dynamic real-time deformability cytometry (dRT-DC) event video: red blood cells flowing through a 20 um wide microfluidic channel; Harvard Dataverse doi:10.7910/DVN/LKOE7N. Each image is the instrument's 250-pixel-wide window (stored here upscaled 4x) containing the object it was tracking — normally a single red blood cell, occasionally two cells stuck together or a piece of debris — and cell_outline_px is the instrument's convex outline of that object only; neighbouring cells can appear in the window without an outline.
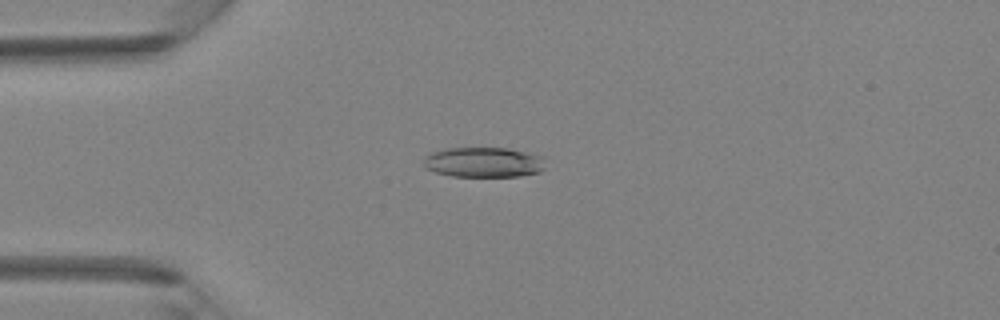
{"species": "Egyptian fruit bat (a non-hibernating species)", "species_latin": "Rousettus aegyptiacus", "temperature_condition": "room temperature", "stored_images_in_passage": 38, "camera_frame_rate_fps": 3000, "um_per_image_px": 0.085, "animal": {"sex": "female"}, "frame": {"image": 1, "passage_image": 7, "time_ms": 2.0, "image_size_px": [1000, 320], "cell_outline_px": [[544, 168], [540, 172], [520, 176], [452, 176], [436, 172], [424, 168], [424, 156], [432, 152], [444, 148], [508, 148], [528, 152], [544, 156]], "centroid_in_image_um": [41.12, 13.78], "position_along_channel_um": 43.9, "area_um2": 21.56}}
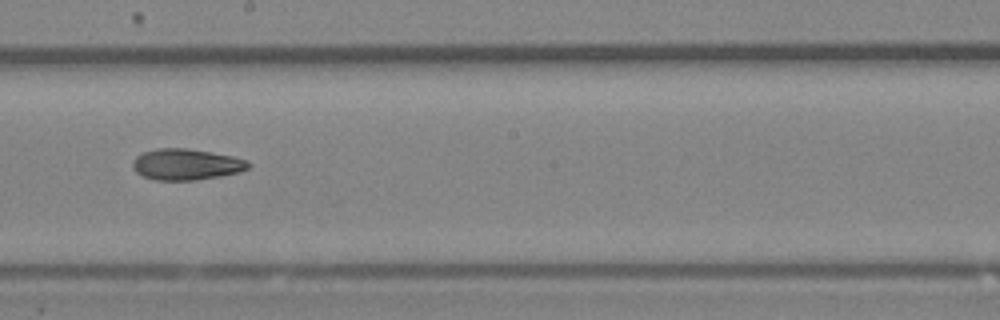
{"frame": {"image": 2, "passage_image": 20, "time_ms": 6.333, "image_size_px": [1000, 320], "cell_outline_px": [[252, 164], [248, 168], [240, 172], [220, 176], [196, 180], [156, 180], [140, 176], [132, 168], [132, 164], [136, 156], [144, 152], [156, 148], [188, 148], [212, 152], [232, 156], [248, 160]], "centroid_in_image_um": [15.83, 13.97], "position_along_channel_um": 232.4, "area_um2": 21.21}}
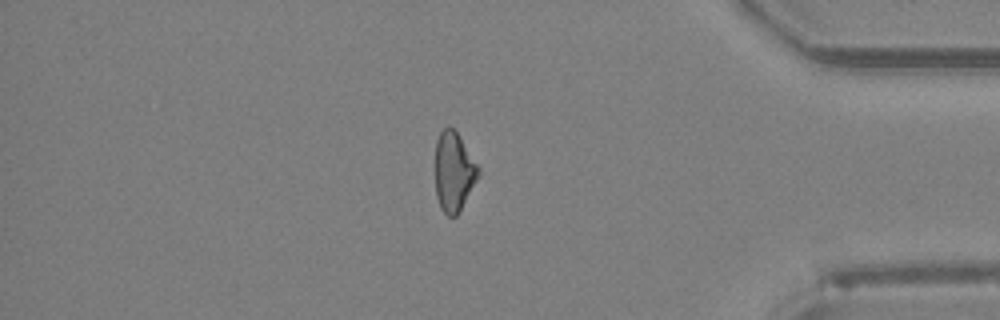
{"frame": {"image": 3, "passage_image": 32, "time_ms": 10.333, "image_size_px": [1000, 320], "cell_outline_px": [[480, 176], [460, 212], [456, 216], [448, 216], [440, 208], [436, 196], [436, 140], [440, 132], [448, 124], [456, 132], [480, 168]], "centroid_in_image_um": [38.59, 14.63], "position_along_channel_um": 396.6, "area_um2": 20.06}}